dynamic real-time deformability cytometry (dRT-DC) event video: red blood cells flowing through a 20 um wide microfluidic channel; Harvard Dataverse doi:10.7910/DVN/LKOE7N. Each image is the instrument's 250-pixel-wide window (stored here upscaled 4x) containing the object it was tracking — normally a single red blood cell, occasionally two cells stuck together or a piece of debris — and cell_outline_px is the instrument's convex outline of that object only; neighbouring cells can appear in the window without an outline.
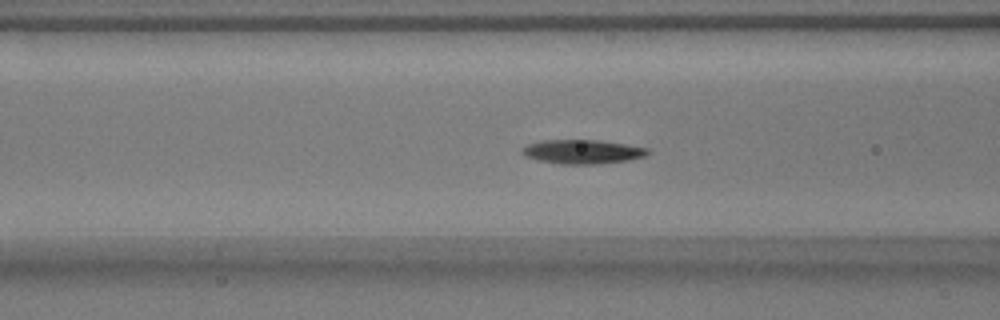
{"species": "common noctule bat (a hibernating species)", "species_latin": "Nyctalus noctula", "temperature_condition": "warm", "stored_images_in_passage": 46, "camera_frame_rate_fps": 3000, "um_per_image_px": 0.085, "animal": {"sex": "male", "body_mass_g": 17.9}, "frame": {"image": 1, "passage_image": 20, "time_ms": 6.333, "image_size_px": [1000, 320], "cell_outline_px": [[652, 152], [648, 156], [628, 160], [596, 164], [560, 164], [536, 160], [524, 156], [520, 152], [520, 148], [528, 144], [540, 140], [596, 140], [624, 144], [648, 148]], "centroid_in_image_um": [49.48, 12.9], "position_along_channel_um": 117.1, "area_um2": 17.86}}
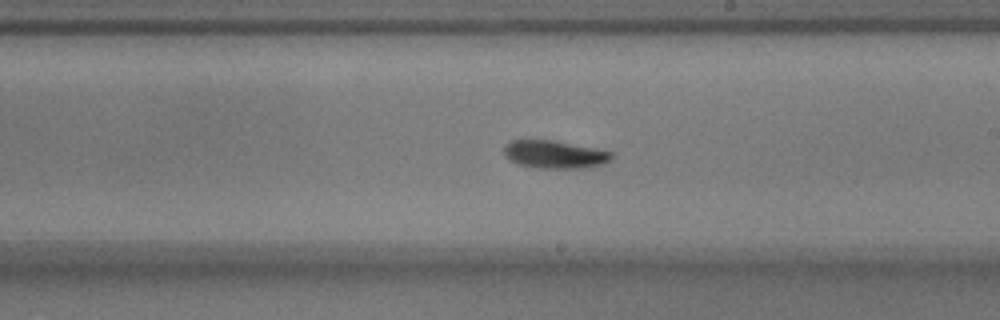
{"frame": {"image": 2, "passage_image": 30, "time_ms": 9.667, "image_size_px": [1000, 320], "cell_outline_px": [[612, 160], [600, 164], [584, 168], [540, 168], [516, 164], [508, 160], [504, 156], [504, 148], [512, 140], [552, 140], [612, 152]], "centroid_in_image_um": [47.1, 13.14], "position_along_channel_um": 241.9, "area_um2": 17.28}}
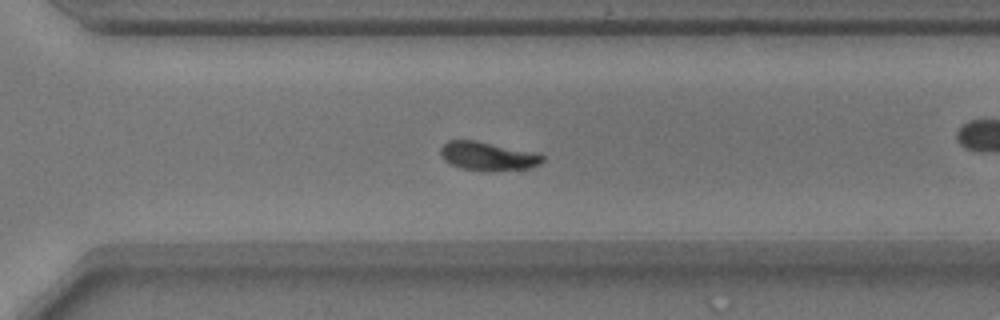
{"frame": {"image": 3, "passage_image": 37, "time_ms": 12.0, "image_size_px": [1000, 320], "cell_outline_px": [[544, 160], [540, 164], [528, 168], [460, 168], [444, 160], [440, 156], [440, 148], [448, 140], [476, 140], [536, 152], [544, 156]], "centroid_in_image_um": [41.44, 13.21], "position_along_channel_um": 329.2, "area_um2": 16.3}, "authors_computed_cell_mechanics": {"area_um2": 16.9643, "velocity_mm_per_s": 3.7472, "shape_relaxation_time_tau1_ms": 3.5215, "shape_relaxation_time_tau2_ms": null, "deformation_change_tau1": 0.1702, "deformation_change_tau2": null}}